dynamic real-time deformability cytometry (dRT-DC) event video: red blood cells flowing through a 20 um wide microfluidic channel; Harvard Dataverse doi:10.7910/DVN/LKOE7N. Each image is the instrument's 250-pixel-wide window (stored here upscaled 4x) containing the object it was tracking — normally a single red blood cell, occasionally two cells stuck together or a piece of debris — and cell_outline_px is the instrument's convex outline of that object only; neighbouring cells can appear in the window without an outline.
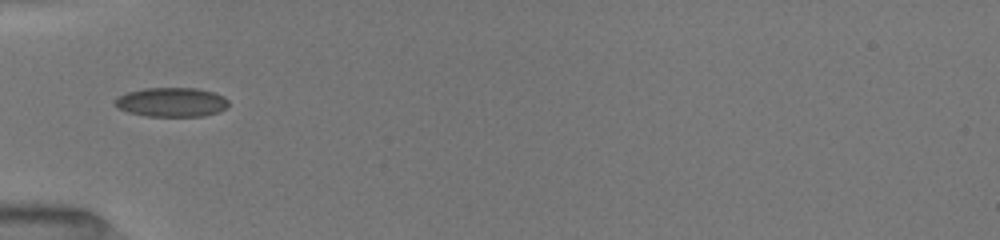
{"species": "common noctule bat (a hibernating species)", "species_latin": "Nyctalus noctula", "temperature_condition": "room temperature", "stored_images_in_passage": 5, "camera_frame_rate_fps": 3000, "um_per_image_px": 0.085, "animal": {"sex": "female", "body_mass_g": 19.5, "forearm_length_mm": 54.1}, "frame": {"image": 1, "passage_image": 1, "time_ms": 0.0, "image_size_px": [1000, 240], "cell_outline_px": [[228, 104], [220, 112], [204, 116], [148, 116], [128, 112], [116, 108], [116, 96], [128, 92], [144, 88], [196, 88], [212, 92], [224, 96], [228, 100]], "centroid_in_image_um": [14.58, 8.68], "position_along_channel_um": 70.4, "area_um2": 19.36}}
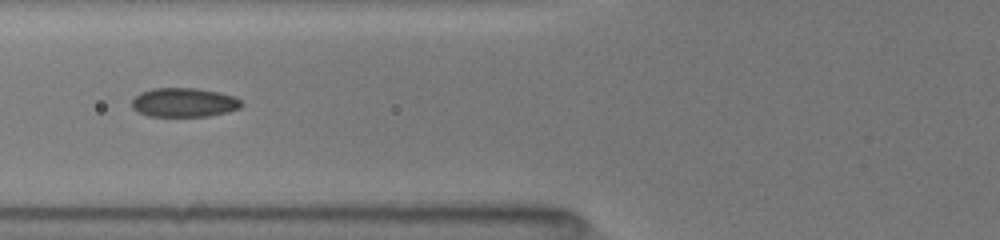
{"frame": {"image": 2, "passage_image": 4, "time_ms": 1.0, "image_size_px": [1000, 240], "cell_outline_px": [[244, 104], [240, 108], [228, 112], [208, 116], [148, 116], [136, 112], [132, 108], [132, 100], [140, 92], [152, 88], [196, 88], [220, 92], [236, 96]], "centroid_in_image_um": [15.65, 8.71], "position_along_channel_um": 110.1, "area_um2": 18.84}}